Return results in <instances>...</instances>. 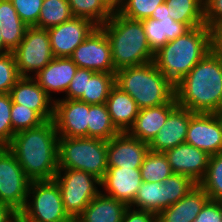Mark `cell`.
Segmentation results:
<instances>
[{"mask_svg": "<svg viewBox=\"0 0 222 222\" xmlns=\"http://www.w3.org/2000/svg\"><path fill=\"white\" fill-rule=\"evenodd\" d=\"M58 139L52 119L15 133L6 147L31 181L53 180L58 171Z\"/></svg>", "mask_w": 222, "mask_h": 222, "instance_id": "1", "label": "cell"}, {"mask_svg": "<svg viewBox=\"0 0 222 222\" xmlns=\"http://www.w3.org/2000/svg\"><path fill=\"white\" fill-rule=\"evenodd\" d=\"M180 107L195 113H217L222 106V56L213 49L175 85Z\"/></svg>", "mask_w": 222, "mask_h": 222, "instance_id": "2", "label": "cell"}, {"mask_svg": "<svg viewBox=\"0 0 222 222\" xmlns=\"http://www.w3.org/2000/svg\"><path fill=\"white\" fill-rule=\"evenodd\" d=\"M212 50V30L206 26L190 28L155 52L154 63L175 86Z\"/></svg>", "mask_w": 222, "mask_h": 222, "instance_id": "3", "label": "cell"}, {"mask_svg": "<svg viewBox=\"0 0 222 222\" xmlns=\"http://www.w3.org/2000/svg\"><path fill=\"white\" fill-rule=\"evenodd\" d=\"M100 28L110 42L115 71L154 61L155 53L148 45L142 21L113 12L110 19Z\"/></svg>", "mask_w": 222, "mask_h": 222, "instance_id": "4", "label": "cell"}, {"mask_svg": "<svg viewBox=\"0 0 222 222\" xmlns=\"http://www.w3.org/2000/svg\"><path fill=\"white\" fill-rule=\"evenodd\" d=\"M115 85L128 93L140 110L169 103L175 98V86L154 61L117 70Z\"/></svg>", "mask_w": 222, "mask_h": 222, "instance_id": "5", "label": "cell"}, {"mask_svg": "<svg viewBox=\"0 0 222 222\" xmlns=\"http://www.w3.org/2000/svg\"><path fill=\"white\" fill-rule=\"evenodd\" d=\"M107 168V141L89 137H59L58 169L85 171L101 181Z\"/></svg>", "mask_w": 222, "mask_h": 222, "instance_id": "6", "label": "cell"}, {"mask_svg": "<svg viewBox=\"0 0 222 222\" xmlns=\"http://www.w3.org/2000/svg\"><path fill=\"white\" fill-rule=\"evenodd\" d=\"M27 198L24 209L18 214L17 222L73 221L65 211L60 187L54 179L31 181Z\"/></svg>", "mask_w": 222, "mask_h": 222, "instance_id": "7", "label": "cell"}, {"mask_svg": "<svg viewBox=\"0 0 222 222\" xmlns=\"http://www.w3.org/2000/svg\"><path fill=\"white\" fill-rule=\"evenodd\" d=\"M54 180L60 187L65 211L73 220L84 211L100 192L97 189V185L99 187L101 185L100 180L85 171L58 169Z\"/></svg>", "mask_w": 222, "mask_h": 222, "instance_id": "8", "label": "cell"}, {"mask_svg": "<svg viewBox=\"0 0 222 222\" xmlns=\"http://www.w3.org/2000/svg\"><path fill=\"white\" fill-rule=\"evenodd\" d=\"M30 183L13 153L0 146V203L19 214L26 205Z\"/></svg>", "mask_w": 222, "mask_h": 222, "instance_id": "9", "label": "cell"}, {"mask_svg": "<svg viewBox=\"0 0 222 222\" xmlns=\"http://www.w3.org/2000/svg\"><path fill=\"white\" fill-rule=\"evenodd\" d=\"M12 52L21 77H33L31 72L35 76L55 58L48 30L37 27H28L23 40Z\"/></svg>", "mask_w": 222, "mask_h": 222, "instance_id": "10", "label": "cell"}, {"mask_svg": "<svg viewBox=\"0 0 222 222\" xmlns=\"http://www.w3.org/2000/svg\"><path fill=\"white\" fill-rule=\"evenodd\" d=\"M70 59L78 68L94 72L116 73L111 57L110 42L100 27H97L76 47Z\"/></svg>", "mask_w": 222, "mask_h": 222, "instance_id": "11", "label": "cell"}, {"mask_svg": "<svg viewBox=\"0 0 222 222\" xmlns=\"http://www.w3.org/2000/svg\"><path fill=\"white\" fill-rule=\"evenodd\" d=\"M186 143L212 156L222 152V120L217 113H195L187 129Z\"/></svg>", "mask_w": 222, "mask_h": 222, "instance_id": "12", "label": "cell"}, {"mask_svg": "<svg viewBox=\"0 0 222 222\" xmlns=\"http://www.w3.org/2000/svg\"><path fill=\"white\" fill-rule=\"evenodd\" d=\"M98 26L86 18L71 20L48 28L51 49L55 57H70Z\"/></svg>", "mask_w": 222, "mask_h": 222, "instance_id": "13", "label": "cell"}, {"mask_svg": "<svg viewBox=\"0 0 222 222\" xmlns=\"http://www.w3.org/2000/svg\"><path fill=\"white\" fill-rule=\"evenodd\" d=\"M59 137H88L89 104L71 99L54 101V117Z\"/></svg>", "mask_w": 222, "mask_h": 222, "instance_id": "14", "label": "cell"}, {"mask_svg": "<svg viewBox=\"0 0 222 222\" xmlns=\"http://www.w3.org/2000/svg\"><path fill=\"white\" fill-rule=\"evenodd\" d=\"M149 146L127 132L119 133L107 141L108 167L140 168Z\"/></svg>", "mask_w": 222, "mask_h": 222, "instance_id": "15", "label": "cell"}, {"mask_svg": "<svg viewBox=\"0 0 222 222\" xmlns=\"http://www.w3.org/2000/svg\"><path fill=\"white\" fill-rule=\"evenodd\" d=\"M174 174L190 177L199 184L207 173L210 155L188 143H182L164 152Z\"/></svg>", "mask_w": 222, "mask_h": 222, "instance_id": "16", "label": "cell"}, {"mask_svg": "<svg viewBox=\"0 0 222 222\" xmlns=\"http://www.w3.org/2000/svg\"><path fill=\"white\" fill-rule=\"evenodd\" d=\"M141 183L140 168L108 167L100 186L106 191L103 194L130 206Z\"/></svg>", "mask_w": 222, "mask_h": 222, "instance_id": "17", "label": "cell"}, {"mask_svg": "<svg viewBox=\"0 0 222 222\" xmlns=\"http://www.w3.org/2000/svg\"><path fill=\"white\" fill-rule=\"evenodd\" d=\"M12 102L37 112L45 121L54 117V101L33 77H21L11 88Z\"/></svg>", "mask_w": 222, "mask_h": 222, "instance_id": "18", "label": "cell"}, {"mask_svg": "<svg viewBox=\"0 0 222 222\" xmlns=\"http://www.w3.org/2000/svg\"><path fill=\"white\" fill-rule=\"evenodd\" d=\"M195 112L177 106L167 117L164 125L148 144L150 151L165 152L185 143L190 118Z\"/></svg>", "mask_w": 222, "mask_h": 222, "instance_id": "19", "label": "cell"}, {"mask_svg": "<svg viewBox=\"0 0 222 222\" xmlns=\"http://www.w3.org/2000/svg\"><path fill=\"white\" fill-rule=\"evenodd\" d=\"M78 66L70 57H55L33 77L52 99L51 93L67 91Z\"/></svg>", "mask_w": 222, "mask_h": 222, "instance_id": "20", "label": "cell"}, {"mask_svg": "<svg viewBox=\"0 0 222 222\" xmlns=\"http://www.w3.org/2000/svg\"><path fill=\"white\" fill-rule=\"evenodd\" d=\"M178 106L176 98L171 102L141 109L135 118L134 124L128 130L131 137L149 144L164 125L168 115Z\"/></svg>", "mask_w": 222, "mask_h": 222, "instance_id": "21", "label": "cell"}, {"mask_svg": "<svg viewBox=\"0 0 222 222\" xmlns=\"http://www.w3.org/2000/svg\"><path fill=\"white\" fill-rule=\"evenodd\" d=\"M209 200L206 192L197 185L178 202L163 209L157 215L159 222H194Z\"/></svg>", "mask_w": 222, "mask_h": 222, "instance_id": "22", "label": "cell"}, {"mask_svg": "<svg viewBox=\"0 0 222 222\" xmlns=\"http://www.w3.org/2000/svg\"><path fill=\"white\" fill-rule=\"evenodd\" d=\"M105 104L116 129L120 133L128 132L140 111L135 100L115 85Z\"/></svg>", "mask_w": 222, "mask_h": 222, "instance_id": "23", "label": "cell"}, {"mask_svg": "<svg viewBox=\"0 0 222 222\" xmlns=\"http://www.w3.org/2000/svg\"><path fill=\"white\" fill-rule=\"evenodd\" d=\"M128 205L100 191L75 219L77 222H122Z\"/></svg>", "mask_w": 222, "mask_h": 222, "instance_id": "24", "label": "cell"}, {"mask_svg": "<svg viewBox=\"0 0 222 222\" xmlns=\"http://www.w3.org/2000/svg\"><path fill=\"white\" fill-rule=\"evenodd\" d=\"M141 21L148 45L154 53L168 41L182 36L190 29L186 24L170 17L157 18V20L146 18Z\"/></svg>", "mask_w": 222, "mask_h": 222, "instance_id": "25", "label": "cell"}, {"mask_svg": "<svg viewBox=\"0 0 222 222\" xmlns=\"http://www.w3.org/2000/svg\"><path fill=\"white\" fill-rule=\"evenodd\" d=\"M28 26L20 19L10 0H0V31L4 46L12 52L23 40Z\"/></svg>", "mask_w": 222, "mask_h": 222, "instance_id": "26", "label": "cell"}, {"mask_svg": "<svg viewBox=\"0 0 222 222\" xmlns=\"http://www.w3.org/2000/svg\"><path fill=\"white\" fill-rule=\"evenodd\" d=\"M115 86V73L94 72L86 69V86L79 101L89 105L105 104Z\"/></svg>", "mask_w": 222, "mask_h": 222, "instance_id": "27", "label": "cell"}, {"mask_svg": "<svg viewBox=\"0 0 222 222\" xmlns=\"http://www.w3.org/2000/svg\"><path fill=\"white\" fill-rule=\"evenodd\" d=\"M170 18L189 28L205 25L204 0H165Z\"/></svg>", "mask_w": 222, "mask_h": 222, "instance_id": "28", "label": "cell"}, {"mask_svg": "<svg viewBox=\"0 0 222 222\" xmlns=\"http://www.w3.org/2000/svg\"><path fill=\"white\" fill-rule=\"evenodd\" d=\"M130 207L152 212L158 215L165 209V183L144 182L138 189V193Z\"/></svg>", "mask_w": 222, "mask_h": 222, "instance_id": "29", "label": "cell"}, {"mask_svg": "<svg viewBox=\"0 0 222 222\" xmlns=\"http://www.w3.org/2000/svg\"><path fill=\"white\" fill-rule=\"evenodd\" d=\"M119 133L111 121L106 104L89 105V138L108 141Z\"/></svg>", "mask_w": 222, "mask_h": 222, "instance_id": "30", "label": "cell"}, {"mask_svg": "<svg viewBox=\"0 0 222 222\" xmlns=\"http://www.w3.org/2000/svg\"><path fill=\"white\" fill-rule=\"evenodd\" d=\"M73 17L68 0H43L38 23L34 27L48 29Z\"/></svg>", "mask_w": 222, "mask_h": 222, "instance_id": "31", "label": "cell"}, {"mask_svg": "<svg viewBox=\"0 0 222 222\" xmlns=\"http://www.w3.org/2000/svg\"><path fill=\"white\" fill-rule=\"evenodd\" d=\"M72 15L91 20L101 27L112 16V11L102 0H68Z\"/></svg>", "mask_w": 222, "mask_h": 222, "instance_id": "32", "label": "cell"}, {"mask_svg": "<svg viewBox=\"0 0 222 222\" xmlns=\"http://www.w3.org/2000/svg\"><path fill=\"white\" fill-rule=\"evenodd\" d=\"M142 181L163 182L165 178L173 174L168 159L163 152L150 151L140 167Z\"/></svg>", "mask_w": 222, "mask_h": 222, "instance_id": "33", "label": "cell"}, {"mask_svg": "<svg viewBox=\"0 0 222 222\" xmlns=\"http://www.w3.org/2000/svg\"><path fill=\"white\" fill-rule=\"evenodd\" d=\"M198 185L210 200L222 201V152L210 156L207 173Z\"/></svg>", "mask_w": 222, "mask_h": 222, "instance_id": "34", "label": "cell"}, {"mask_svg": "<svg viewBox=\"0 0 222 222\" xmlns=\"http://www.w3.org/2000/svg\"><path fill=\"white\" fill-rule=\"evenodd\" d=\"M163 182L165 183V209L178 202L198 185L190 177L174 173Z\"/></svg>", "mask_w": 222, "mask_h": 222, "instance_id": "35", "label": "cell"}, {"mask_svg": "<svg viewBox=\"0 0 222 222\" xmlns=\"http://www.w3.org/2000/svg\"><path fill=\"white\" fill-rule=\"evenodd\" d=\"M46 122L37 112L24 105L12 102L11 123L12 137L15 133L38 127Z\"/></svg>", "mask_w": 222, "mask_h": 222, "instance_id": "36", "label": "cell"}, {"mask_svg": "<svg viewBox=\"0 0 222 222\" xmlns=\"http://www.w3.org/2000/svg\"><path fill=\"white\" fill-rule=\"evenodd\" d=\"M165 3V0H124L118 13L132 20L150 18L155 9Z\"/></svg>", "mask_w": 222, "mask_h": 222, "instance_id": "37", "label": "cell"}, {"mask_svg": "<svg viewBox=\"0 0 222 222\" xmlns=\"http://www.w3.org/2000/svg\"><path fill=\"white\" fill-rule=\"evenodd\" d=\"M20 78L13 52L0 54V94L10 93Z\"/></svg>", "mask_w": 222, "mask_h": 222, "instance_id": "38", "label": "cell"}, {"mask_svg": "<svg viewBox=\"0 0 222 222\" xmlns=\"http://www.w3.org/2000/svg\"><path fill=\"white\" fill-rule=\"evenodd\" d=\"M11 108L10 93L0 94V146H7L12 140Z\"/></svg>", "mask_w": 222, "mask_h": 222, "instance_id": "39", "label": "cell"}, {"mask_svg": "<svg viewBox=\"0 0 222 222\" xmlns=\"http://www.w3.org/2000/svg\"><path fill=\"white\" fill-rule=\"evenodd\" d=\"M20 19L28 26L38 23L43 0H10Z\"/></svg>", "mask_w": 222, "mask_h": 222, "instance_id": "40", "label": "cell"}, {"mask_svg": "<svg viewBox=\"0 0 222 222\" xmlns=\"http://www.w3.org/2000/svg\"><path fill=\"white\" fill-rule=\"evenodd\" d=\"M194 222H222V201L209 200Z\"/></svg>", "mask_w": 222, "mask_h": 222, "instance_id": "41", "label": "cell"}, {"mask_svg": "<svg viewBox=\"0 0 222 222\" xmlns=\"http://www.w3.org/2000/svg\"><path fill=\"white\" fill-rule=\"evenodd\" d=\"M86 86V69L77 68L71 83L66 91L65 99L79 100Z\"/></svg>", "mask_w": 222, "mask_h": 222, "instance_id": "42", "label": "cell"}, {"mask_svg": "<svg viewBox=\"0 0 222 222\" xmlns=\"http://www.w3.org/2000/svg\"><path fill=\"white\" fill-rule=\"evenodd\" d=\"M222 20V0H204V22L212 29Z\"/></svg>", "mask_w": 222, "mask_h": 222, "instance_id": "43", "label": "cell"}, {"mask_svg": "<svg viewBox=\"0 0 222 222\" xmlns=\"http://www.w3.org/2000/svg\"><path fill=\"white\" fill-rule=\"evenodd\" d=\"M122 222H159L158 216L152 212L128 206Z\"/></svg>", "mask_w": 222, "mask_h": 222, "instance_id": "44", "label": "cell"}, {"mask_svg": "<svg viewBox=\"0 0 222 222\" xmlns=\"http://www.w3.org/2000/svg\"><path fill=\"white\" fill-rule=\"evenodd\" d=\"M212 49L222 56V20L212 29Z\"/></svg>", "mask_w": 222, "mask_h": 222, "instance_id": "45", "label": "cell"}, {"mask_svg": "<svg viewBox=\"0 0 222 222\" xmlns=\"http://www.w3.org/2000/svg\"><path fill=\"white\" fill-rule=\"evenodd\" d=\"M18 213L10 206L0 203V222H17Z\"/></svg>", "mask_w": 222, "mask_h": 222, "instance_id": "46", "label": "cell"}, {"mask_svg": "<svg viewBox=\"0 0 222 222\" xmlns=\"http://www.w3.org/2000/svg\"><path fill=\"white\" fill-rule=\"evenodd\" d=\"M170 17V12L167 9V4L163 3L159 5L150 18L157 20V18Z\"/></svg>", "mask_w": 222, "mask_h": 222, "instance_id": "47", "label": "cell"}, {"mask_svg": "<svg viewBox=\"0 0 222 222\" xmlns=\"http://www.w3.org/2000/svg\"><path fill=\"white\" fill-rule=\"evenodd\" d=\"M104 4L112 11L118 12L122 7L124 0H102Z\"/></svg>", "mask_w": 222, "mask_h": 222, "instance_id": "48", "label": "cell"}, {"mask_svg": "<svg viewBox=\"0 0 222 222\" xmlns=\"http://www.w3.org/2000/svg\"><path fill=\"white\" fill-rule=\"evenodd\" d=\"M1 35L2 34L0 31V54L9 53L10 51L4 46V41Z\"/></svg>", "mask_w": 222, "mask_h": 222, "instance_id": "49", "label": "cell"}, {"mask_svg": "<svg viewBox=\"0 0 222 222\" xmlns=\"http://www.w3.org/2000/svg\"><path fill=\"white\" fill-rule=\"evenodd\" d=\"M219 118L222 120V106L220 108V110L217 112Z\"/></svg>", "mask_w": 222, "mask_h": 222, "instance_id": "50", "label": "cell"}]
</instances>
